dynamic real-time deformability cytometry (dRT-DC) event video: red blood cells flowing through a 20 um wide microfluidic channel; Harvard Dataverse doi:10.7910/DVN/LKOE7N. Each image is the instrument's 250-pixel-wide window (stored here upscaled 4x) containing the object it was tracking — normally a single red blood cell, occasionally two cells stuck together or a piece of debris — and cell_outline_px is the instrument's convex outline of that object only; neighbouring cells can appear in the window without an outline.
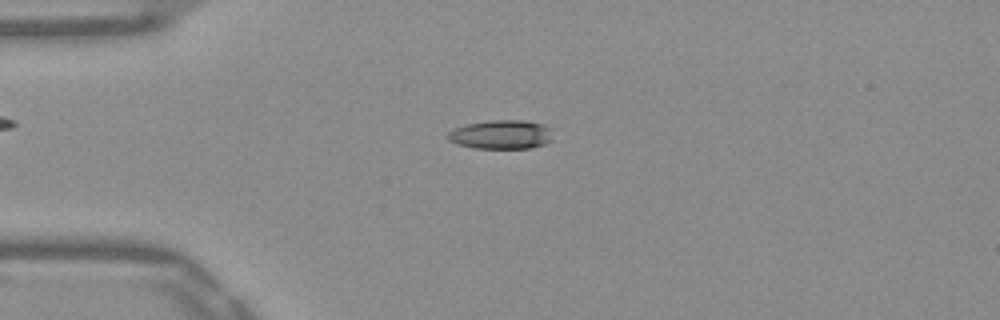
{"species": "Egyptian fruit bat (a non-hibernating species)", "species_latin": "Rousettus aegyptiacus", "temperature_condition": "warm", "stored_images_in_passage": 52, "camera_frame_rate_fps": 3000, "um_per_image_px": 0.085, "frame": {"image": 1, "passage_image": 13, "time_ms": 4.0, "image_size_px": [1000, 320], "cell_outline_px": [[552, 140], [544, 144], [532, 148], [476, 148], [456, 144], [448, 140], [448, 132], [452, 128], [468, 124], [492, 120], [520, 120], [544, 124], [552, 128]], "centroid_in_image_um": [42.62, 11.43], "position_along_channel_um": 42.4, "area_um2": 17.86}}
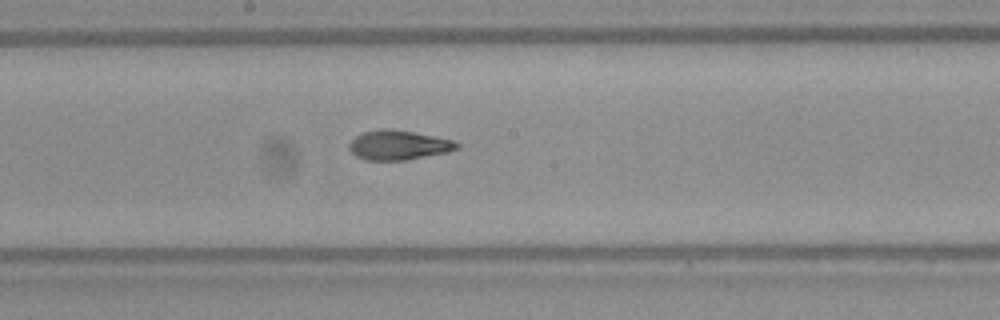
{"frame": {"image": 2, "passage_image": 28, "time_ms": 9.0, "image_size_px": [1000, 320], "cell_outline_px": [[460, 148], [448, 152], [404, 160], [364, 160], [356, 156], [348, 148], [348, 144], [356, 136], [364, 132], [412, 132], [452, 140], [460, 144]], "centroid_in_image_um": [33.9, 12.39], "position_along_channel_um": 214.3, "area_um2": 17.63}}
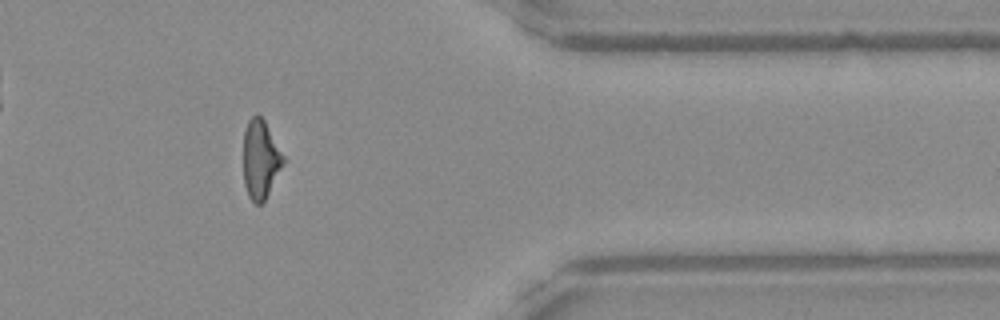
{"frame": {"image": 3, "passage_image": 43, "time_ms": 14.0, "image_size_px": [1000, 320], "cell_outline_px": [[284, 164], [264, 200], [260, 204], [256, 204], [248, 196], [244, 184], [244, 132], [248, 120], [256, 112], [264, 120], [284, 156]], "centroid_in_image_um": [22.13, 13.52], "position_along_channel_um": 389.3, "area_um2": 18.09}, "authors_computed_cell_mechanics": {"area_um2": 18.5827, "velocity_mm_per_s": 3.9037, "shape_relaxation_time_tau1_ms": 6.5756, "shape_relaxation_time_tau2_ms": 2.1055, "deformation_change_tau1": 0.2194, "deformation_change_tau2": 0.1059}}